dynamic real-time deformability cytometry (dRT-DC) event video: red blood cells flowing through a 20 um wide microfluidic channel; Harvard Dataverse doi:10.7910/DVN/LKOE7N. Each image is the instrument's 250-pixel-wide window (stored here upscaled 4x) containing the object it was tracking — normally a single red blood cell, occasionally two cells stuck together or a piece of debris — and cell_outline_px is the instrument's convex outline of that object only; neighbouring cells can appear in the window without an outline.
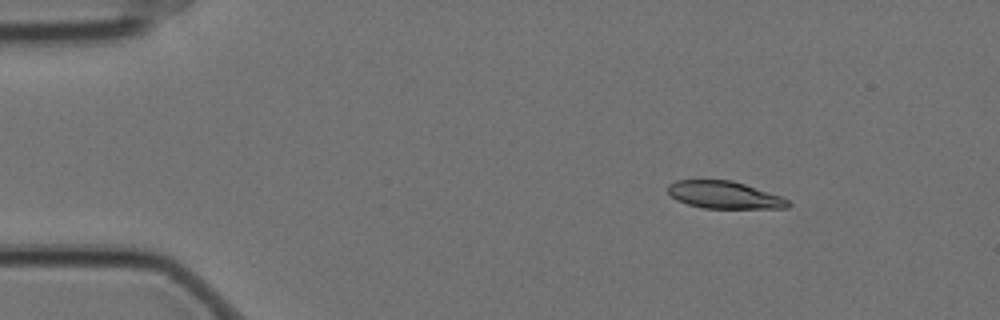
{"species": "Egyptian fruit bat (a non-hibernating species)", "species_latin": "Rousettus aegyptiacus", "temperature_condition": "cold", "stored_images_in_passage": 7, "camera_frame_rate_fps": 3000, "um_per_image_px": 0.085, "animal": {"sex": "female"}, "frame": {"image": 1, "passage_image": 2, "time_ms": 0.333, "image_size_px": [1000, 320], "cell_outline_px": [[792, 204], [788, 208], [704, 208], [688, 204], [676, 200], [668, 192], [668, 184], [676, 180], [732, 180], [784, 196]], "centroid_in_image_um": [61.61, 16.57], "position_along_channel_um": 23.4, "area_um2": 19.31}}
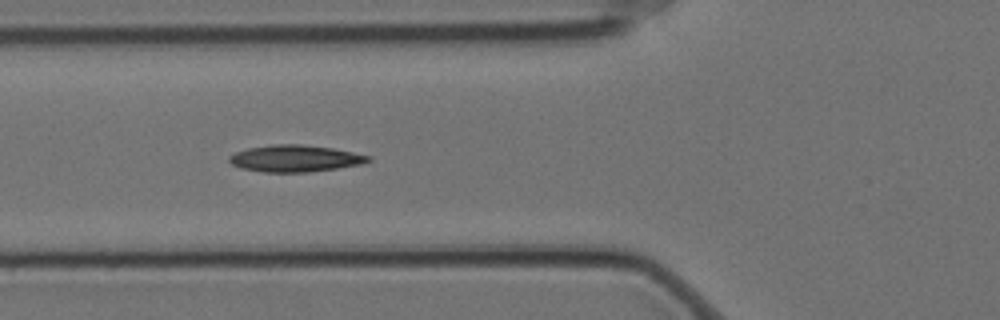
{"frame": {"image": 2, "passage_image": 6, "time_ms": 1.667, "image_size_px": [1000, 320], "cell_outline_px": [[372, 160], [360, 164], [336, 168], [308, 172], [264, 172], [240, 168], [232, 164], [228, 160], [228, 156], [236, 152], [248, 148], [272, 144], [300, 144], [332, 148], [372, 156]], "centroid_in_image_um": [25.06, 13.46], "position_along_channel_um": 100.7, "area_um2": 21.62}}
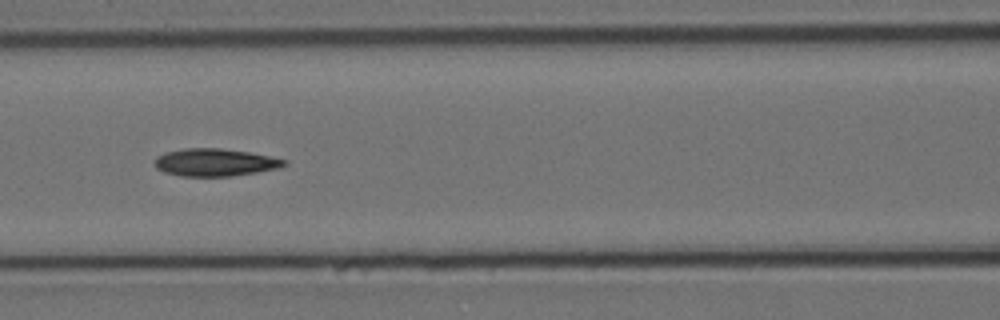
{"frame": {"image": 3, "passage_image": 7, "time_ms": 2.0, "image_size_px": [1000, 320], "cell_outline_px": [[288, 164], [280, 168], [232, 176], [180, 176], [164, 172], [156, 168], [156, 156], [164, 152], [184, 148], [220, 148], [248, 152], [288, 160]], "centroid_in_image_um": [18.28, 13.8], "position_along_channel_um": 148.3, "area_um2": 20.81}}